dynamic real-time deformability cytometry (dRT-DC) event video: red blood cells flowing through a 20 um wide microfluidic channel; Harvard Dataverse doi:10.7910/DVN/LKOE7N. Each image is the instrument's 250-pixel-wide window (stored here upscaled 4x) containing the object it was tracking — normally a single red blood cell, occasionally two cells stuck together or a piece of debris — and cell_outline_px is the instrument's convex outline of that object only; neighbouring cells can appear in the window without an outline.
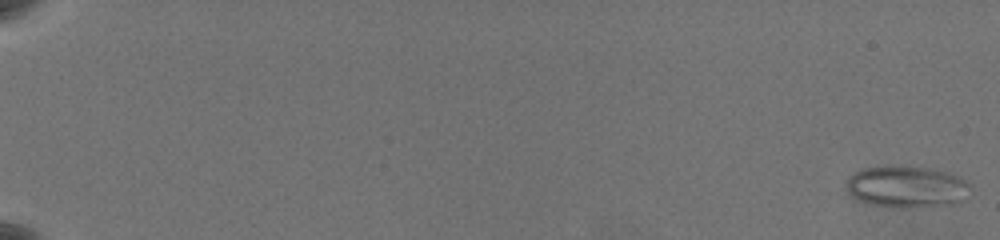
{"species": "common noctule bat (a hibernating species)", "species_latin": "Nyctalus noctula", "temperature_condition": "warm", "stored_images_in_passage": 62, "camera_frame_rate_fps": 3000, "um_per_image_px": 0.085, "animal": {"sex": "female", "body_mass_g": 19.5, "forearm_length_mm": 54.1}, "frame": {"image": 1, "passage_image": 1, "time_ms": 0.0, "image_size_px": [1000, 240], "cell_outline_px": [[972, 188], [968, 200], [952, 204], [876, 204], [860, 200], [852, 196], [848, 192], [844, 180], [848, 176], [864, 168], [900, 164], [928, 168], [944, 172], [956, 176], [964, 180]], "centroid_in_image_um": [77.08, 15.8], "position_along_channel_um": 7.9, "area_um2": 29.3}}
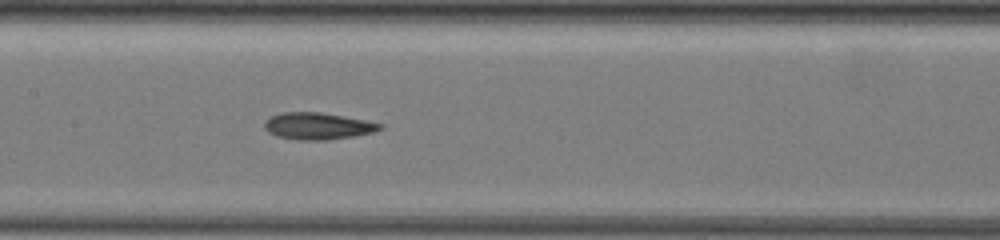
{"frame": {"image": 2, "passage_image": 35, "time_ms": 11.333, "image_size_px": [1000, 240], "cell_outline_px": [[384, 128], [372, 132], [352, 136], [328, 140], [300, 140], [276, 136], [268, 132], [264, 128], [264, 120], [272, 116], [284, 112], [320, 112], [364, 120], [384, 124]], "centroid_in_image_um": [26.99, 10.71], "position_along_channel_um": 180.4, "area_um2": 17.98}}
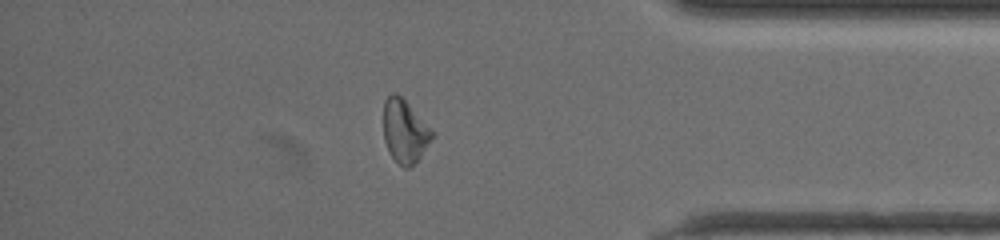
{"frame": {"image": 3, "passage_image": 55, "time_ms": 18.0, "image_size_px": [1000, 240], "cell_outline_px": [[436, 132], [416, 164], [408, 168], [404, 168], [392, 156], [384, 140], [384, 100], [392, 92], [396, 92]], "centroid_in_image_um": [34.43, 11.16], "position_along_channel_um": 400.8, "area_um2": 17.86}, "authors_computed_cell_mechanics": {"area_um2": 18.5249, "velocity_mm_per_s": 3.5861, "shape_relaxation_time_tau1_ms": 10.8073, "shape_relaxation_time_tau2_ms": 4.7718, "deformation_change_tau1": 0.198, "deformation_change_tau2": 0.146}}